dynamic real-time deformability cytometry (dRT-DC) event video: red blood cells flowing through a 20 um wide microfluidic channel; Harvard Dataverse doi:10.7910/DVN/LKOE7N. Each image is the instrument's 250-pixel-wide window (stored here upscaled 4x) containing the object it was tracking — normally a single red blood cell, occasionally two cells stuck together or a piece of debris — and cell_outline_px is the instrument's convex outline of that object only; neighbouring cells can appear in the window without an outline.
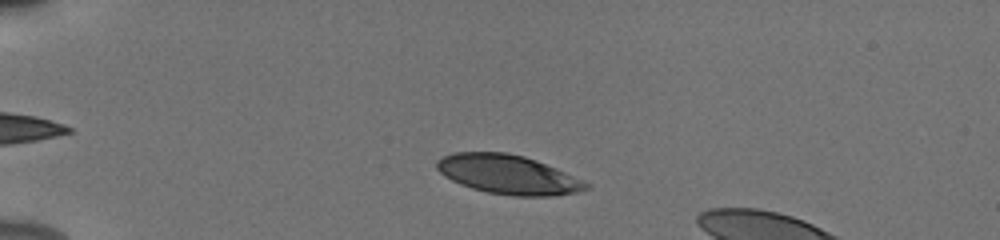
{"species": "human", "species_latin": "Homo sapiens", "temperature_condition": "cold", "stored_images_in_passage": 45, "camera_frame_rate_fps": 3000, "um_per_image_px": 0.085, "donor": {"sex": "male"}, "frame": {"image": 1, "passage_image": 7, "time_ms": 2.0, "image_size_px": [1000, 240], "cell_outline_px": [[592, 184], [588, 188], [576, 192], [556, 196], [512, 196], [488, 192], [472, 188], [460, 184], [444, 176], [436, 168], [436, 160], [452, 152], [508, 152], [524, 156], [536, 160], [556, 168]], "centroid_in_image_um": [43.18, 14.83], "position_along_channel_um": 41.8, "area_um2": 34.16}}
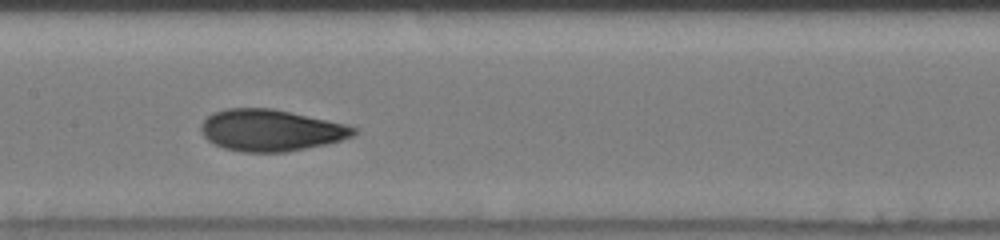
{"frame": {"image": 2, "passage_image": 22, "time_ms": 7.0, "image_size_px": [1000, 240], "cell_outline_px": [[360, 128], [352, 136], [328, 144], [284, 152], [244, 152], [224, 148], [208, 140], [204, 136], [200, 128], [204, 120], [212, 112], [228, 108], [272, 108], [348, 124]], "centroid_in_image_um": [23.05, 11.06], "position_along_channel_um": 184.4, "area_um2": 37.05}}
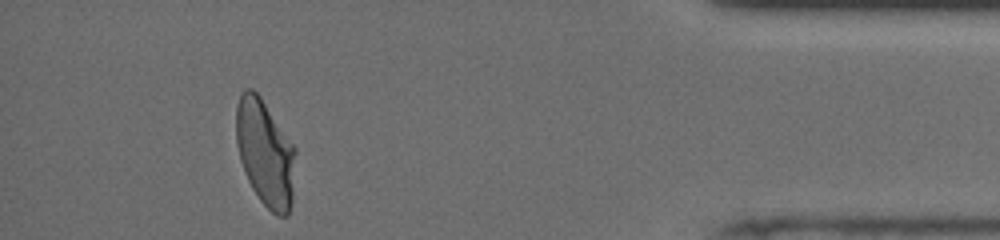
{"frame": {"image": 3, "passage_image": 43, "time_ms": 14.0, "image_size_px": [1000, 240], "cell_outline_px": [[296, 152], [292, 200], [288, 216], [276, 216], [260, 200], [252, 188], [244, 172], [240, 160], [236, 144], [236, 108], [240, 96], [244, 88], [252, 88], [260, 96], [296, 148]], "centroid_in_image_um": [22.54, 13.01], "position_along_channel_um": 412.7, "area_um2": 36.93}}